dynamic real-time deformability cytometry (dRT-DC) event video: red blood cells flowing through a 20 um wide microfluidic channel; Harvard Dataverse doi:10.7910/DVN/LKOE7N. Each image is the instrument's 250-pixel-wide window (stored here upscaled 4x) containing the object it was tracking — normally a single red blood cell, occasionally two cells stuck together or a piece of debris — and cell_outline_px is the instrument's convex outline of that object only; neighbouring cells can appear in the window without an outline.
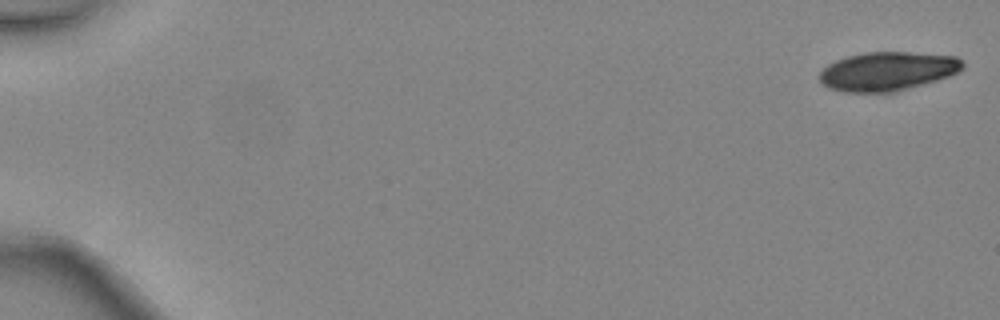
{"species": "common noctule bat (a hibernating species)", "species_latin": "Nyctalus noctula", "temperature_condition": "warm", "stored_images_in_passage": 6, "camera_frame_rate_fps": 3000, "um_per_image_px": 0.085, "animal": {"sex": "female", "body_mass_g": 24.6, "forearm_length_mm": 56.2}, "frame": {"image": 1, "passage_image": 1, "time_ms": 0.0, "image_size_px": [1000, 320], "cell_outline_px": [[964, 68], [948, 76], [936, 80], [896, 92], [844, 92], [828, 88], [820, 80], [820, 72], [828, 64], [836, 60], [848, 56], [864, 52], [908, 52], [956, 56], [964, 60]], "centroid_in_image_um": [75.45, 6.05], "position_along_channel_um": 9.6, "area_um2": 32.37}}
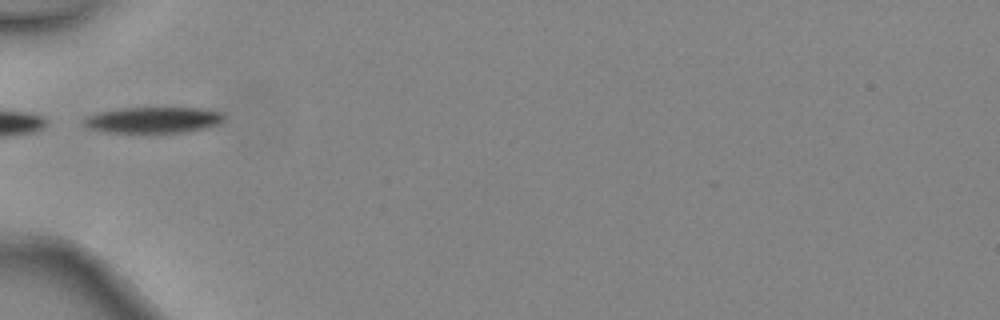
{"frame": {"image": 2, "passage_image": 6, "time_ms": 1.667, "image_size_px": [1000, 320], "cell_outline_px": [[224, 120], [220, 124], [208, 128], [184, 132], [104, 132], [88, 128], [84, 124], [84, 120], [88, 116], [100, 112], [120, 108], [200, 108], [220, 112], [224, 116]], "centroid_in_image_um": [13.07, 10.2], "position_along_channel_um": 71.9, "area_um2": 21.15}}